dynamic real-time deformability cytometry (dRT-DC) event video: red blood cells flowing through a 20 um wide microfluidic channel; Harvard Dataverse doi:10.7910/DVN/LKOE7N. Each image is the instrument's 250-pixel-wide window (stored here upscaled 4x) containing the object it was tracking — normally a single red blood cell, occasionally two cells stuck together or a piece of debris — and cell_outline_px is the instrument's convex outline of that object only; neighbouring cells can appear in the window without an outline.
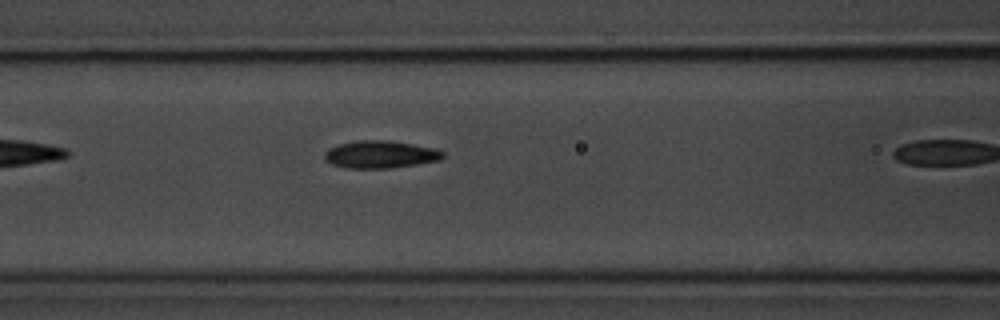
{"species": "common noctule bat (a hibernating species)", "species_latin": "Nyctalus noctula", "temperature_condition": "room temperature", "stored_images_in_passage": 9, "camera_frame_rate_fps": 3000, "um_per_image_px": 0.085, "animal": {"sex": "male", "body_mass_g": 20.1, "forearm_length_mm": 53.5}, "frame": {"image": 1, "passage_image": 8, "time_ms": 2.333, "image_size_px": [1000, 320], "cell_outline_px": [[444, 156], [440, 160], [392, 168], [344, 168], [332, 164], [324, 160], [324, 152], [328, 148], [340, 144], [356, 140], [388, 140], [436, 148], [444, 152]], "centroid_in_image_um": [32.31, 13.12], "position_along_channel_um": 134.3, "area_um2": 19.07}}